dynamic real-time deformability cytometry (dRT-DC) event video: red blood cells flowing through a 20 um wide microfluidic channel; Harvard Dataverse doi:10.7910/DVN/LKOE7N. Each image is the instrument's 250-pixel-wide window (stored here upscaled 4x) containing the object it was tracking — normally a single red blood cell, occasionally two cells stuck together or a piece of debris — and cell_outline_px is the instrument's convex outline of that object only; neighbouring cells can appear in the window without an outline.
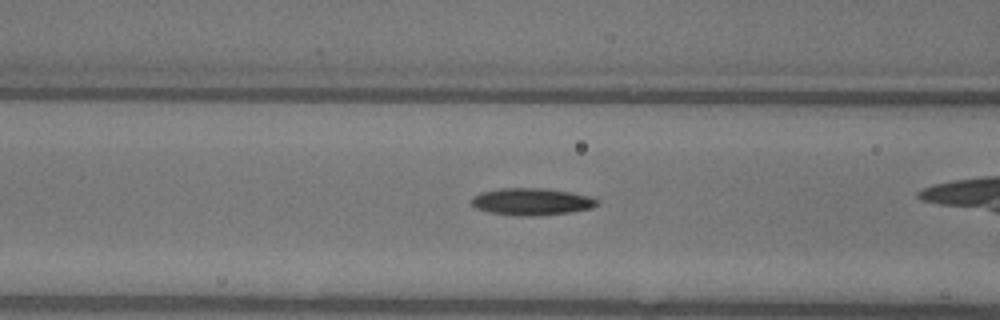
{"species": "common noctule bat (a hibernating species)", "species_latin": "Nyctalus noctula", "temperature_condition": "warm", "stored_images_in_passage": 42, "camera_frame_rate_fps": 3000, "um_per_image_px": 0.085, "animal": {"sex": "female"}, "frame": {"image": 1, "passage_image": 22, "time_ms": 7.0, "image_size_px": [1000, 320], "cell_outline_px": [[596, 204], [592, 208], [572, 212], [532, 216], [516, 216], [488, 212], [476, 208], [472, 204], [472, 196], [480, 192], [500, 188], [544, 188], [572, 192], [592, 196], [596, 200]], "centroid_in_image_um": [45.17, 17.14], "position_along_channel_um": 121.4, "area_um2": 19.94}}
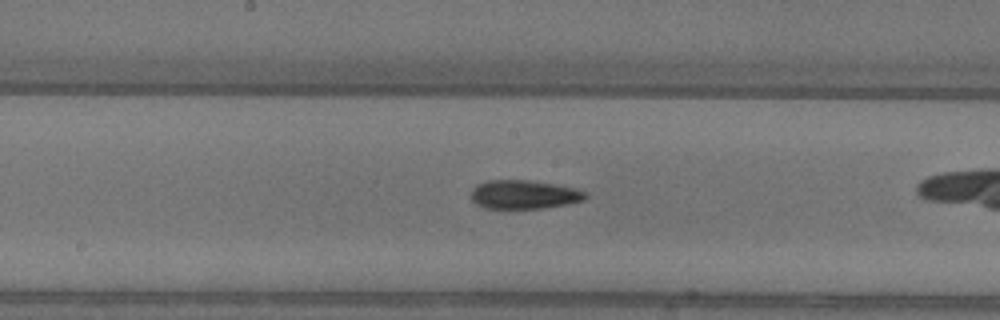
{"frame": {"image": 2, "passage_image": 28, "time_ms": 9.0, "image_size_px": [1000, 320], "cell_outline_px": [[588, 196], [584, 200], [568, 204], [540, 208], [484, 208], [476, 204], [472, 200], [472, 188], [476, 184], [488, 180], [528, 180], [576, 188], [588, 192]], "centroid_in_image_um": [44.55, 16.53], "position_along_channel_um": 203.7, "area_um2": 19.19}}
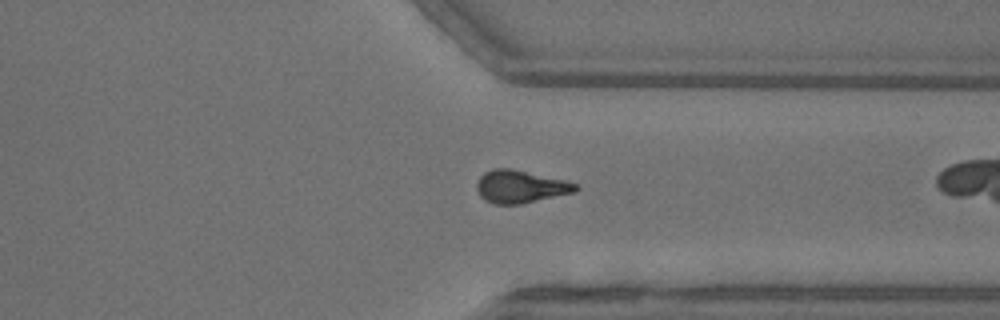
{"frame": {"image": 3, "passage_image": 40, "time_ms": 13.0, "image_size_px": [1000, 320], "cell_outline_px": [[580, 188], [576, 192], [520, 204], [492, 204], [484, 200], [480, 196], [476, 188], [476, 184], [480, 176], [484, 172], [492, 168], [512, 168], [564, 180], [576, 184]], "centroid_in_image_um": [44.21, 15.86], "position_along_channel_um": 367.2, "area_um2": 18.96}}